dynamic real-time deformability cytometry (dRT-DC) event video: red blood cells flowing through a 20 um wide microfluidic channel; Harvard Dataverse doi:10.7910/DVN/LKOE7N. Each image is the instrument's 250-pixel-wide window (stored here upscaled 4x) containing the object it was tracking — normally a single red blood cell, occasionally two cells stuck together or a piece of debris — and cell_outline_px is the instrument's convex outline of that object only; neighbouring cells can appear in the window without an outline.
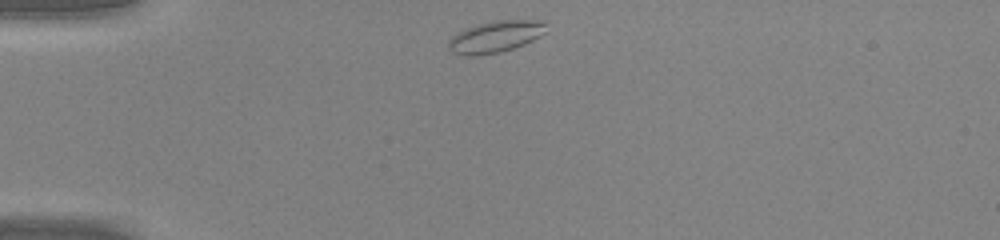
{"species": "common noctule bat (a hibernating species)", "species_latin": "Nyctalus noctula", "temperature_condition": "warm", "stored_images_in_passage": 31, "camera_frame_rate_fps": 3000, "um_per_image_px": 0.085, "animal": {"sex": "male", "body_mass_g": 20.0, "forearm_length_mm": 53.3}, "frame": {"image": 1, "passage_image": 1, "time_ms": 0.0, "image_size_px": [1000, 240], "cell_outline_px": [[548, 32], [524, 44], [500, 52], [476, 56], [464, 56], [452, 52], [448, 48], [448, 40], [456, 32], [464, 28], [476, 24], [496, 20], [540, 20], [544, 24]], "centroid_in_image_um": [42.07, 3.12], "position_along_channel_um": 42.9, "area_um2": 18.21}}
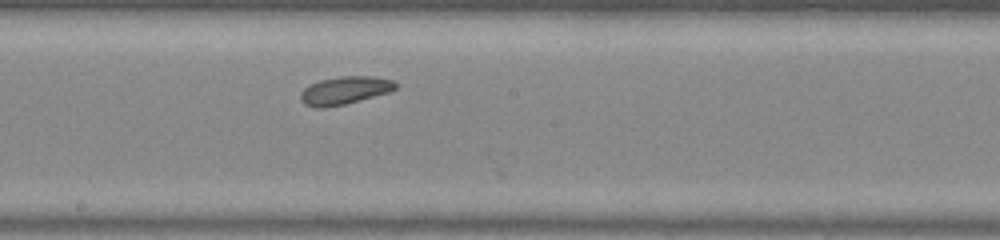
{"frame": {"image": 2, "passage_image": 16, "time_ms": 5.0, "image_size_px": [1000, 240], "cell_outline_px": [[400, 84], [396, 88], [388, 92], [344, 104], [324, 108], [316, 108], [304, 104], [300, 100], [300, 92], [304, 88], [320, 80], [340, 76], [372, 76], [392, 80]], "centroid_in_image_um": [29.29, 7.68], "position_along_channel_um": 218.9, "area_um2": 15.37}}
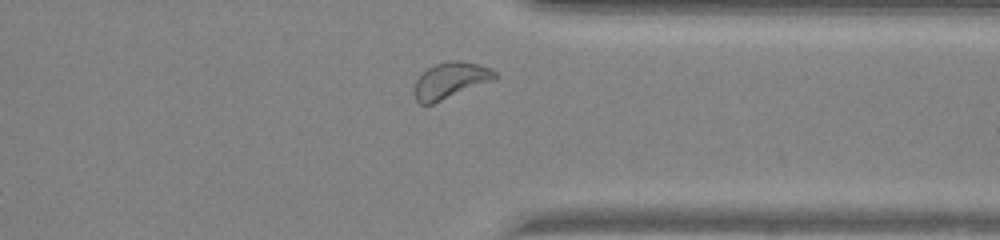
{"frame": {"image": 3, "passage_image": 27, "time_ms": 8.667, "image_size_px": [1000, 240], "cell_outline_px": [[496, 76], [492, 80], [432, 104], [420, 104], [416, 100], [412, 92], [416, 80], [428, 68], [436, 64], [448, 60], [460, 60], [480, 64], [492, 68], [496, 72]], "centroid_in_image_um": [38.26, 6.82], "position_along_channel_um": 373.1, "area_um2": 16.88}}